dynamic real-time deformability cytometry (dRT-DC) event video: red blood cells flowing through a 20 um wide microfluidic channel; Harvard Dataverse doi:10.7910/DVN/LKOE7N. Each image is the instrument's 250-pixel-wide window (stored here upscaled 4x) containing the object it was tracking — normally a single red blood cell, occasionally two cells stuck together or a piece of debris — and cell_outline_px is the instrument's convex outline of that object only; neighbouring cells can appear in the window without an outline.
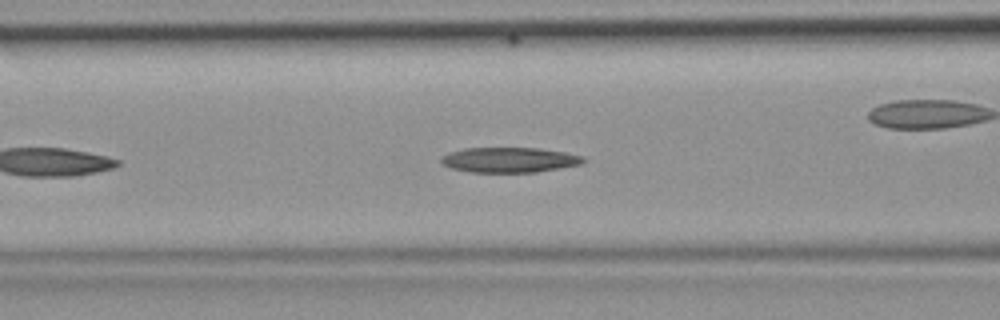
{"species": "common noctule bat (a hibernating species)", "species_latin": "Nyctalus noctula", "temperature_condition": "room temperature", "stored_images_in_passage": 26, "camera_frame_rate_fps": 3000, "um_per_image_px": 0.085, "animal": {"sex": "female", "body_mass_g": 19.9}, "frame": {"image": 1, "passage_image": 5, "time_ms": 1.333, "image_size_px": [1000, 320], "cell_outline_px": [[588, 160], [580, 164], [536, 172], [472, 172], [452, 168], [440, 164], [440, 160], [448, 152], [464, 148], [540, 148], [564, 152], [584, 156]], "centroid_in_image_um": [43.3, 13.58], "position_along_channel_um": 123.3, "area_um2": 20.81}}